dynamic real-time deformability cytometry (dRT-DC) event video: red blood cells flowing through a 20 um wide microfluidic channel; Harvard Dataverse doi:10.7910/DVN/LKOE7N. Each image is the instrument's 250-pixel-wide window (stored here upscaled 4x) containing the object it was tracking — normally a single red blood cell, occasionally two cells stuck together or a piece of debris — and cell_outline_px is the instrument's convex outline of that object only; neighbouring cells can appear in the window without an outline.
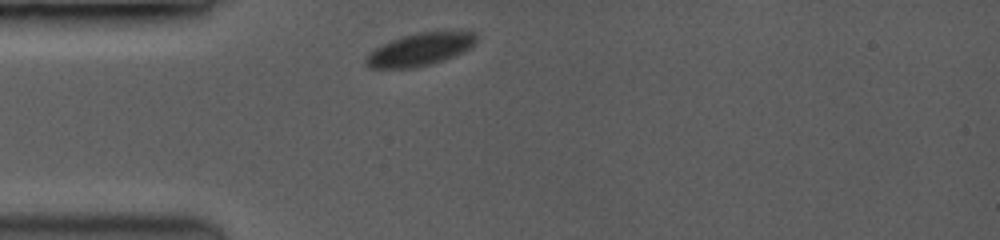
{"species": "common noctule bat (a hibernating species)", "species_latin": "Nyctalus noctula", "temperature_condition": "room temperature", "stored_images_in_passage": 7, "camera_frame_rate_fps": 3500, "um_per_image_px": 0.085, "animal": {"sex": "female", "body_mass_g": 19.0, "forearm_length_mm": 53.3}, "frame": {"image": 1, "passage_image": 1, "time_ms": 0.0, "image_size_px": [1000, 240], "cell_outline_px": [[476, 40], [468, 48], [460, 52], [440, 60], [428, 64], [408, 68], [372, 68], [364, 60], [376, 48], [392, 40], [416, 32], [476, 32]], "centroid_in_image_um": [35.67, 4.19], "position_along_channel_um": 49.3, "area_um2": 19.94}}
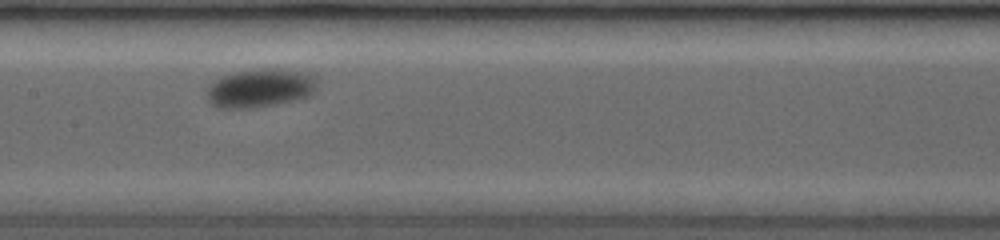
{"frame": {"image": 2, "passage_image": 5, "time_ms": 4.0, "image_size_px": [1000, 240], "cell_outline_px": [[316, 80], [312, 88], [304, 96], [288, 100], [268, 104], [212, 104], [208, 96], [208, 88], [216, 80], [232, 72], [260, 68], [296, 72], [312, 76]], "centroid_in_image_um": [22.07, 7.39], "position_along_channel_um": 185.3, "area_um2": 21.96}}
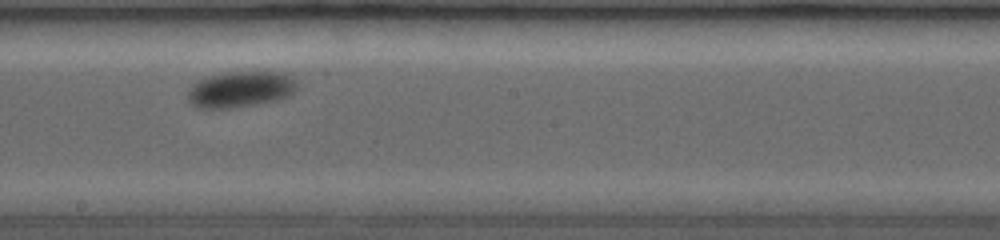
{"frame": {"image": 3, "passage_image": 6, "time_ms": 5.143, "image_size_px": [1000, 240], "cell_outline_px": [[296, 84], [292, 92], [284, 96], [272, 100], [220, 108], [204, 108], [196, 104], [188, 96], [188, 92], [192, 84], [200, 80], [224, 72], [284, 72], [296, 76]], "centroid_in_image_um": [20.48, 7.53], "position_along_channel_um": 227.7, "area_um2": 21.85}}